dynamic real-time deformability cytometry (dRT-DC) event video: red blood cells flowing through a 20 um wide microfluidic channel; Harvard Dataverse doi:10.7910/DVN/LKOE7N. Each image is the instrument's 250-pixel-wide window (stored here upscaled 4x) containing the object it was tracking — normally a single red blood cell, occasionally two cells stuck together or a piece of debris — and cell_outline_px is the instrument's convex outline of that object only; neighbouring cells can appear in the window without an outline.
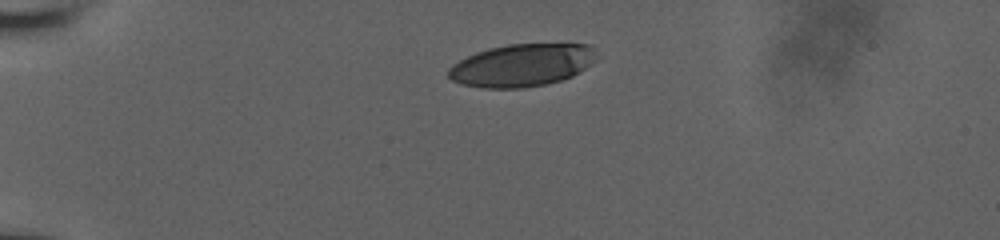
{"species": "human", "species_latin": "Homo sapiens", "temperature_condition": "room temperature", "stored_images_in_passage": 34, "camera_frame_rate_fps": 3000, "um_per_image_px": 0.085, "donor": {"sex": "male"}, "frame": {"image": 1, "passage_image": 1, "time_ms": 0.0, "image_size_px": [1000, 240], "cell_outline_px": [[596, 60], [572, 76], [560, 80], [544, 84], [524, 88], [484, 88], [460, 84], [452, 80], [448, 76], [448, 68], [452, 64], [476, 52], [488, 48], [508, 44], [592, 44], [596, 48]], "centroid_in_image_um": [44.35, 5.53], "position_along_channel_um": 40.6, "area_um2": 36.82}}
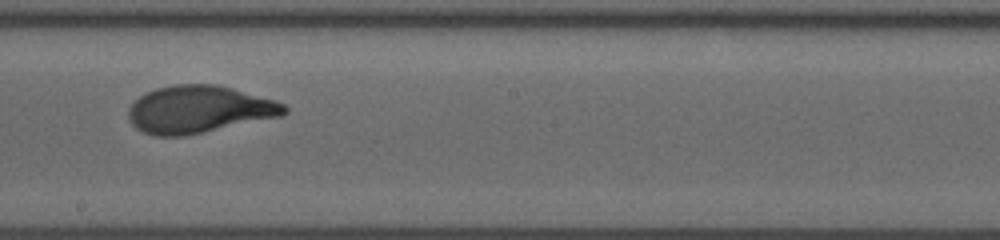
{"frame": {"image": 2, "passage_image": 20, "time_ms": 6.333, "image_size_px": [1000, 240], "cell_outline_px": [[288, 112], [280, 116], [184, 136], [156, 136], [144, 132], [136, 128], [128, 120], [128, 108], [140, 96], [156, 88], [176, 84], [216, 84], [232, 88], [276, 100], [284, 104], [288, 108]], "centroid_in_image_um": [16.91, 9.29], "position_along_channel_um": 231.3, "area_um2": 42.83}}
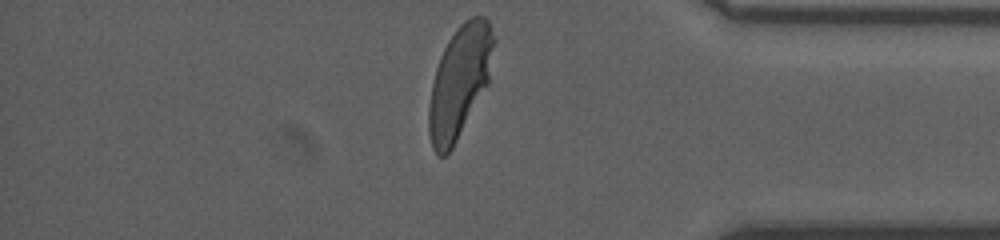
{"frame": {"image": 3, "passage_image": 34, "time_ms": 11.0, "image_size_px": [1000, 240], "cell_outline_px": [[496, 40], [488, 84], [452, 148], [444, 156], [436, 156], [432, 148], [428, 132], [428, 104], [432, 84], [436, 68], [440, 56], [448, 40], [456, 28], [464, 20], [472, 16], [484, 16], [488, 20], [496, 36]], "centroid_in_image_um": [39.07, 6.91], "position_along_channel_um": 396.1, "area_um2": 42.6}, "authors_computed_cell_mechanics": {"area_um2": 42.1073, "velocity_mm_per_s": 3.9163, "shape_relaxation_time_tau1_ms": 3.0742, "shape_relaxation_time_tau2_ms": null, "deformation_change_tau1": 0.1923, "deformation_change_tau2": null}}